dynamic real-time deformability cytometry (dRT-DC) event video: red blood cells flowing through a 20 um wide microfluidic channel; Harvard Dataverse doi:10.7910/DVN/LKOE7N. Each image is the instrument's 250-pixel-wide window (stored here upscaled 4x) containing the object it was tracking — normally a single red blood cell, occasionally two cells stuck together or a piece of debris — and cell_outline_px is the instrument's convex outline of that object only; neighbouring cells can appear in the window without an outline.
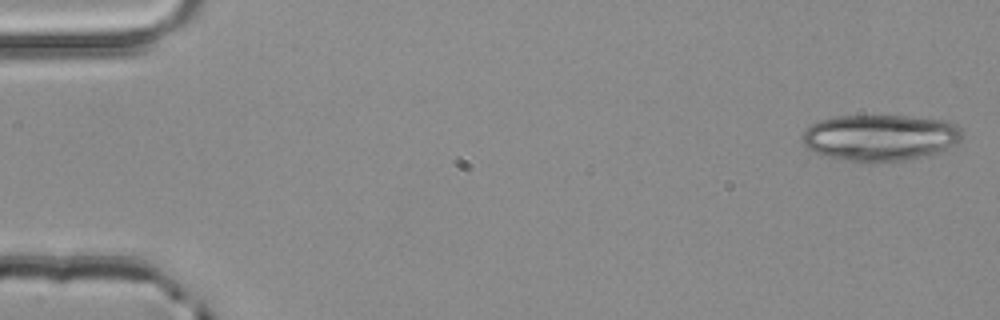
{"species": "common noctule bat (a hibernating species)", "species_latin": "Nyctalus noctula", "temperature_condition": "room temperature", "stored_images_in_passage": 4, "camera_frame_rate_fps": 3000, "um_per_image_px": 0.085, "animal": {"sex": "male", "body_mass_g": 20.4}, "frame": {"image": 1, "passage_image": 1, "time_ms": 0.0, "image_size_px": [1000, 320], "cell_outline_px": [[964, 136], [956, 144], [920, 156], [900, 160], [876, 164], [872, 164], [840, 160], [816, 152], [808, 148], [804, 144], [800, 136], [812, 124], [820, 120], [836, 116], [904, 116], [948, 120], [960, 128], [964, 132]], "centroid_in_image_um": [74.79, 11.7], "position_along_channel_um": 10.2, "area_um2": 43.23}}